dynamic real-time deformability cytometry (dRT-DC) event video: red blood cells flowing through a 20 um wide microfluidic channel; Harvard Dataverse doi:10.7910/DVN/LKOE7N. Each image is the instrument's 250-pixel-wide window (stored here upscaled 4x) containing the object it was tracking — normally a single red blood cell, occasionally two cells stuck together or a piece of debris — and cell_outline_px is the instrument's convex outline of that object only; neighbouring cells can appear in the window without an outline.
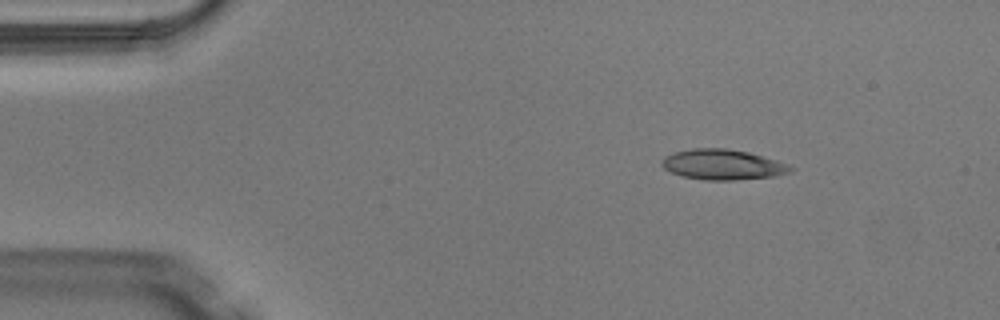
{"species": "Egyptian fruit bat (a non-hibernating species)", "species_latin": "Rousettus aegyptiacus", "temperature_condition": "warm", "stored_images_in_passage": 3, "camera_frame_rate_fps": 3000, "um_per_image_px": 0.085, "animal": {"sex": "male"}, "frame": {"image": 1, "passage_image": 1, "time_ms": 0.0, "image_size_px": [1000, 320], "cell_outline_px": [[796, 168], [792, 172], [772, 176], [736, 180], [704, 180], [680, 176], [664, 168], [660, 164], [664, 156], [676, 152], [692, 148], [728, 148], [748, 152], [776, 160], [788, 164]], "centroid_in_image_um": [61.43, 13.99], "position_along_channel_um": 23.6, "area_um2": 22.83}}